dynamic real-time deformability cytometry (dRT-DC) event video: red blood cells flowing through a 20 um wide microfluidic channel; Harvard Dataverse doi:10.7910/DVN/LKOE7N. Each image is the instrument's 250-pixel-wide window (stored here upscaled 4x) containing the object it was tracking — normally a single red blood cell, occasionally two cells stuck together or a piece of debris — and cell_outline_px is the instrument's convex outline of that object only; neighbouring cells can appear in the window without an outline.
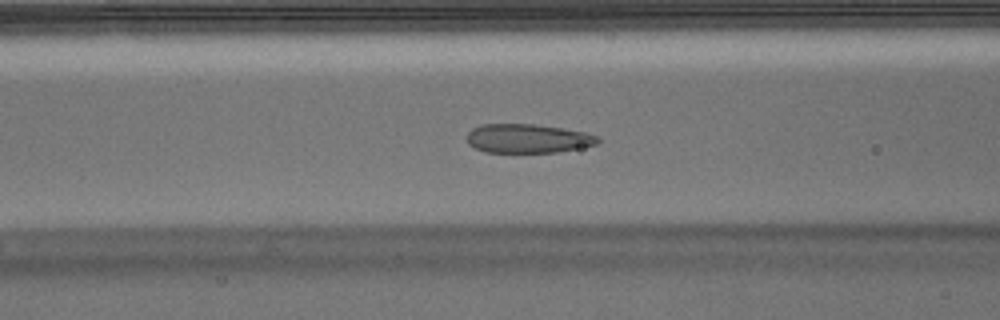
{"species": "Egyptian fruit bat (a non-hibernating species)", "species_latin": "Rousettus aegyptiacus", "temperature_condition": "warm", "stored_images_in_passage": 40, "camera_frame_rate_fps": 3000, "um_per_image_px": 0.085, "animal": {"sex": "male"}, "frame": {"image": 1, "passage_image": 7, "time_ms": 2.0, "image_size_px": [1000, 320], "cell_outline_px": [[600, 140], [596, 144], [556, 152], [484, 152], [468, 144], [468, 132], [472, 128], [480, 124], [532, 124], [560, 128], [584, 132], [596, 136]], "centroid_in_image_um": [44.8, 11.77], "position_along_channel_um": 121.8, "area_um2": 21.79}}
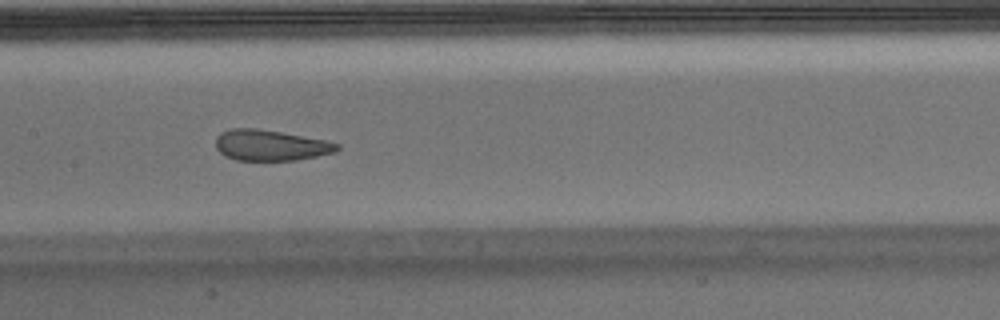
{"frame": {"image": 2, "passage_image": 12, "time_ms": 3.667, "image_size_px": [1000, 320], "cell_outline_px": [[340, 148], [336, 152], [296, 160], [236, 160], [224, 156], [216, 148], [216, 136], [220, 132], [232, 128], [256, 128], [280, 132], [324, 140], [340, 144]], "centroid_in_image_um": [22.97, 12.35], "position_along_channel_um": 184.4, "area_um2": 21.73}, "authors_computed_cell_mechanics": {"area_um2": 24.565, "velocity_mm_per_s": 3.7494, "shape_relaxation_time_tau1_ms": null, "shape_relaxation_time_tau2_ms": 0.8992, "deformation_change_tau1": null, "deformation_change_tau2": 0.0563}}